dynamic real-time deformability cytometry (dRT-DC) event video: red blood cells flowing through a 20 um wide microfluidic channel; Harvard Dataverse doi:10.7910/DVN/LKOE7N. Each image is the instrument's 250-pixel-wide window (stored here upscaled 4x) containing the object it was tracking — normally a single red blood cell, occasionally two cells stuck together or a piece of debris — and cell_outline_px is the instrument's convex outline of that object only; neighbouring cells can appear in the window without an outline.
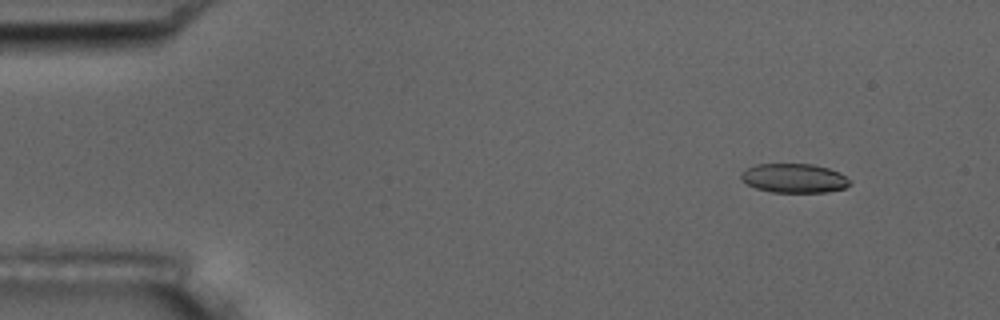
{"species": "common noctule bat (a hibernating species)", "species_latin": "Nyctalus noctula", "temperature_condition": "room temperature", "stored_images_in_passage": 5, "segment_of_instrument_passage": [2, 2], "camera_frame_rate_fps": 3000, "um_per_image_px": 0.085, "animal": {"sex": "male", "body_mass_g": 17.5, "forearm_length_mm": 52.3}, "frame": {"image": 1, "passage_image": 5, "time_ms": 5.667, "image_size_px": [1000, 320], "cell_outline_px": [[852, 184], [844, 188], [824, 192], [772, 192], [756, 188], [740, 180], [740, 172], [756, 164], [812, 164], [828, 168], [840, 172], [852, 180]], "centroid_in_image_um": [67.51, 15.14], "position_along_channel_um": 17.5, "area_um2": 18.61}}